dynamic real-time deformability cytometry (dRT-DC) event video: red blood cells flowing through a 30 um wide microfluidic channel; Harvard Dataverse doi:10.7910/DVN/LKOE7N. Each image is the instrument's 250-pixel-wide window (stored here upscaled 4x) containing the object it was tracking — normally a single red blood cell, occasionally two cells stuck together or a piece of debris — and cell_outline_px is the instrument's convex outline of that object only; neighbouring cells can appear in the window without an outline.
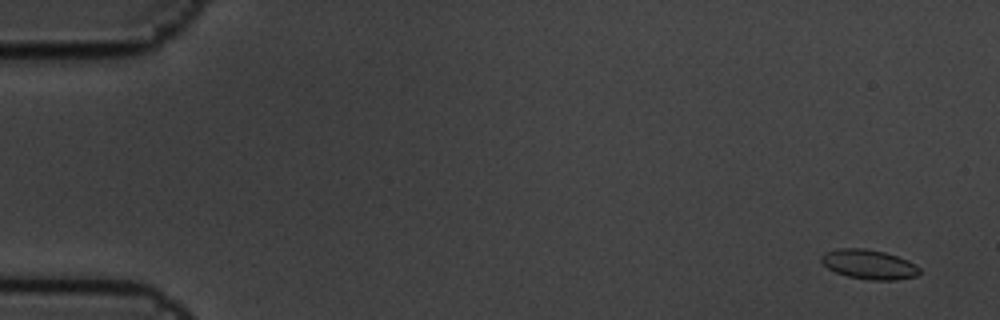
{"species": "common noctule bat (a hibernating species)", "species_latin": "Nyctalus noctula", "temperature_condition": "cold", "stored_images_in_passage": 6, "camera_frame_rate_fps": 3000, "um_per_image_px": 0.085, "animal": {"sex": "male", "body_mass_g": 19.5, "forearm_length_mm": 54.6}, "frame": {"image": 1, "passage_image": 1, "time_ms": 0.0, "image_size_px": [1000, 320], "cell_outline_px": [[920, 272], [916, 276], [896, 280], [872, 280], [848, 276], [836, 272], [828, 268], [820, 260], [820, 256], [824, 252], [836, 248], [864, 248], [884, 252], [908, 260], [916, 264], [920, 268]], "centroid_in_image_um": [73.85, 22.46], "position_along_channel_um": 11.1, "area_um2": 16.94}}
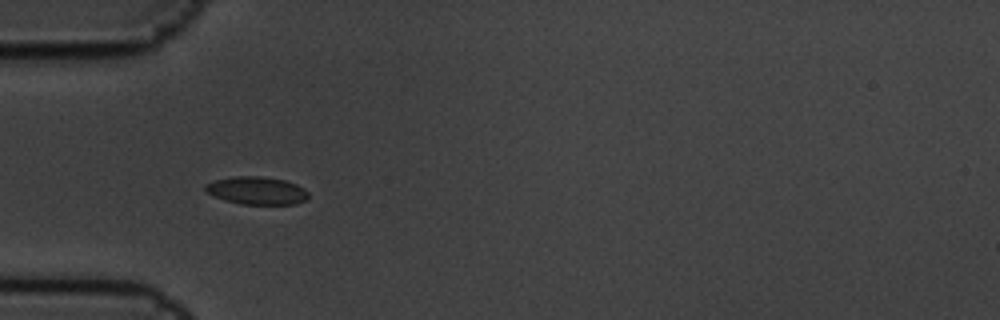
{"frame": {"image": 2, "passage_image": 5, "time_ms": 1.333, "image_size_px": [1000, 320], "cell_outline_px": [[308, 196], [304, 200], [296, 204], [240, 204], [224, 200], [208, 192], [204, 188], [204, 184], [216, 180], [236, 176], [260, 176], [284, 180], [296, 184], [304, 188], [308, 192]], "centroid_in_image_um": [21.83, 16.2], "position_along_channel_um": 63.2, "area_um2": 16.53}}
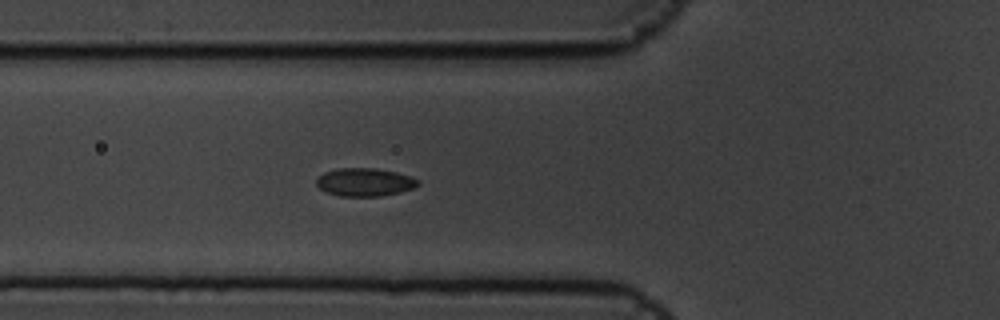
{"frame": {"image": 3, "passage_image": 6, "time_ms": 1.667, "image_size_px": [1000, 320], "cell_outline_px": [[420, 184], [412, 188], [400, 192], [380, 196], [340, 196], [328, 192], [320, 188], [316, 184], [316, 180], [324, 172], [336, 168], [376, 168], [396, 172], [412, 176], [420, 180]], "centroid_in_image_um": [31.03, 15.47], "position_along_channel_um": 94.8, "area_um2": 16.65}}